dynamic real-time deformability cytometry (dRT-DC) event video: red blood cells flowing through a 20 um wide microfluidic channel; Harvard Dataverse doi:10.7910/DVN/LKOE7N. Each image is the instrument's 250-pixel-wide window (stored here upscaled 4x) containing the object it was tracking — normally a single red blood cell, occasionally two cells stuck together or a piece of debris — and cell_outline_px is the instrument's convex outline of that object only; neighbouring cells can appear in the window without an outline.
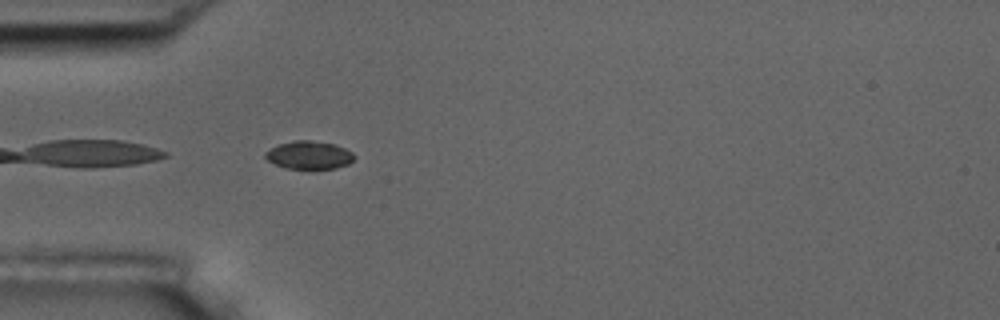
{"species": "common noctule bat (a hibernating species)", "species_latin": "Nyctalus noctula", "temperature_condition": "room temperature", "stored_images_in_passage": 39, "camera_frame_rate_fps": 3000, "um_per_image_px": 0.085, "animal": {"sex": "male", "body_mass_g": 17.5, "forearm_length_mm": 52.3}, "frame": {"image": 1, "passage_image": 1, "time_ms": 0.0, "image_size_px": [1000, 320], "cell_outline_px": [[356, 156], [348, 164], [336, 168], [284, 168], [268, 160], [264, 156], [264, 152], [276, 144], [292, 140], [312, 140], [336, 144], [352, 152]], "centroid_in_image_um": [26.25, 13.16], "position_along_channel_um": 58.8, "area_um2": 14.62}}
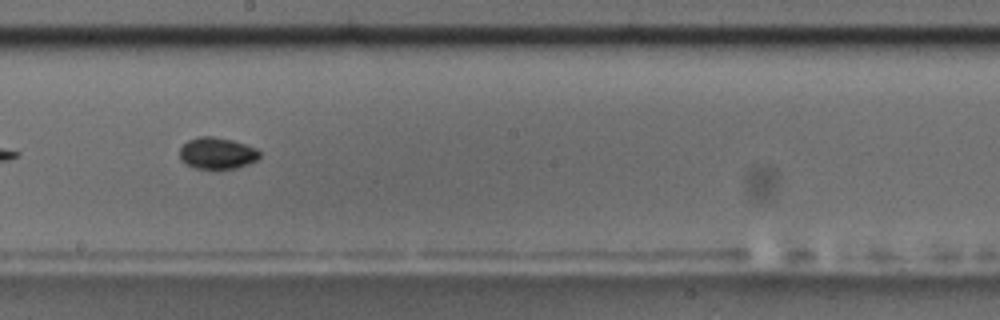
{"frame": {"image": 2, "passage_image": 15, "time_ms": 4.667, "image_size_px": [1000, 320], "cell_outline_px": [[260, 156], [256, 160], [248, 164], [236, 168], [196, 168], [180, 160], [180, 148], [188, 140], [200, 136], [212, 136], [232, 140], [256, 148], [260, 152]], "centroid_in_image_um": [18.46, 13.01], "position_along_channel_um": 229.7, "area_um2": 14.51}}
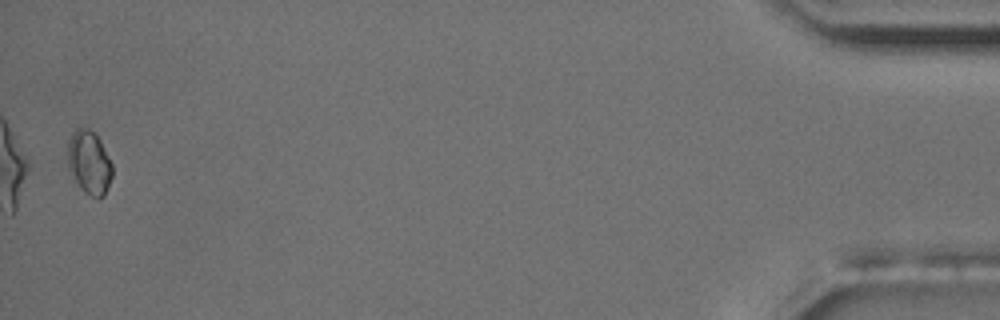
{"frame": {"image": 3, "passage_image": 38, "time_ms": 12.333, "image_size_px": [1000, 320], "cell_outline_px": [[112, 176], [104, 196], [92, 196], [84, 192], [76, 180], [68, 164], [68, 140], [72, 132], [76, 128], [88, 128], [100, 140], [112, 164]], "centroid_in_image_um": [7.59, 13.78], "position_along_channel_um": 427.6, "area_um2": 16.07}, "authors_computed_cell_mechanics": {"area_um2": 14.3344, "velocity_mm_per_s": 3.75, "shape_relaxation_time_tau1_ms": 5.8142, "shape_relaxation_time_tau2_ms": 3.6004, "deformation_change_tau1": 0.079, "deformation_change_tau2": 0.0284}}